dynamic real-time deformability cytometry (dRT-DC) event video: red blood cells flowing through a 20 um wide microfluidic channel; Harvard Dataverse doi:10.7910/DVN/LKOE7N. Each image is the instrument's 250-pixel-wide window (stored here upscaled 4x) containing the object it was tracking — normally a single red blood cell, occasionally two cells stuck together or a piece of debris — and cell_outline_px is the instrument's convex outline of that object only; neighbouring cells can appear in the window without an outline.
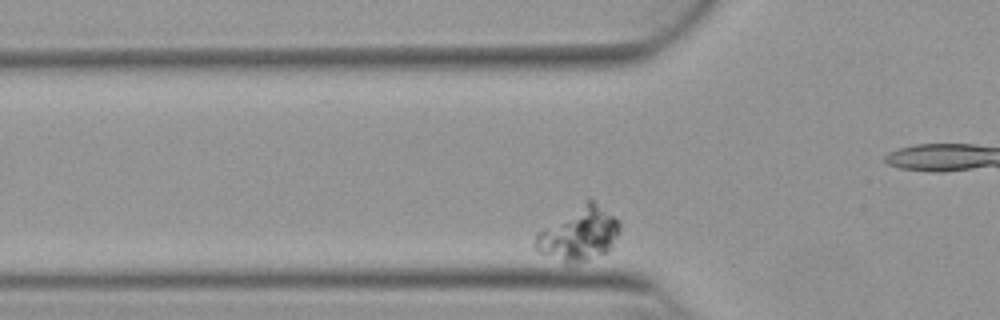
{"species": "Egyptian fruit bat (a non-hibernating species)", "species_latin": "Rousettus aegyptiacus", "temperature_condition": "warm", "stored_images_in_passage": 30, "camera_frame_rate_fps": 3000, "um_per_image_px": 0.085, "animal": {"sex": "female"}, "frame": {"image": 1, "passage_image": 9, "time_ms": 2.667, "image_size_px": [1000, 320], "cell_outline_px": [[620, 232], [612, 248], [608, 252], [576, 264], [564, 264], [540, 252], [532, 244], [536, 232], [588, 200], [592, 200], [612, 216], [620, 224]], "centroid_in_image_um": [49.18, 19.95], "position_along_channel_um": 76.6, "area_um2": 26.13}}
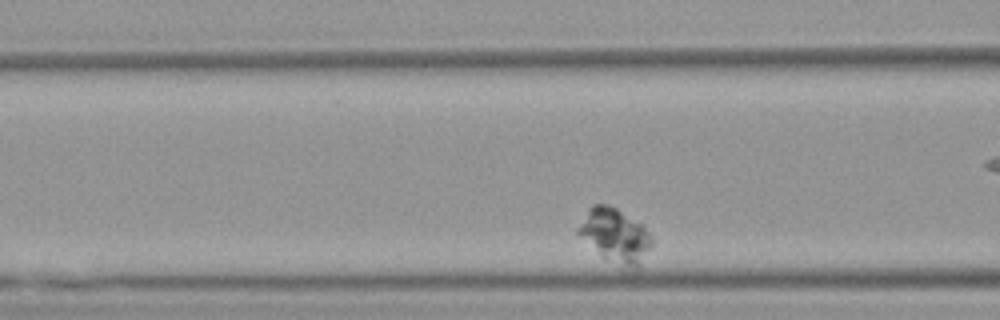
{"frame": {"image": 2, "passage_image": 13, "time_ms": 4.0, "image_size_px": [1000, 320], "cell_outline_px": [[652, 244], [640, 272], [636, 272], [600, 256], [576, 232], [576, 228], [588, 208], [592, 204], [608, 204], [616, 208], [640, 224], [652, 236]], "centroid_in_image_um": [52.3, 20.08], "position_along_channel_um": 114.3, "area_um2": 23.47}}